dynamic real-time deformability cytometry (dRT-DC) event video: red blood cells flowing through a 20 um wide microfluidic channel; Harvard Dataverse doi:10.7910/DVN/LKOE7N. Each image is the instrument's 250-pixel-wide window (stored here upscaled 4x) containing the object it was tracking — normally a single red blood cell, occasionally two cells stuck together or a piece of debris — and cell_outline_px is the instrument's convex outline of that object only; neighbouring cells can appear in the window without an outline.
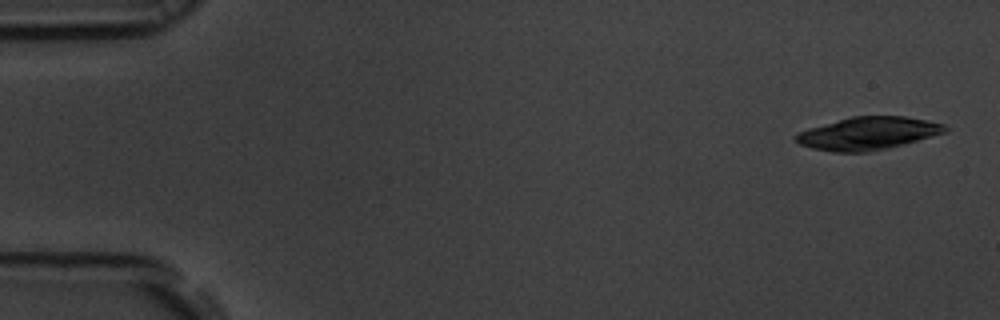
{"species": "common noctule bat (a hibernating species)", "species_latin": "Nyctalus noctula", "temperature_condition": "room temperature", "stored_images_in_passage": 16, "camera_frame_rate_fps": 3000, "um_per_image_px": 0.085, "animal": {"sex": "male", "body_mass_g": 19.5, "forearm_length_mm": 54.6}, "frame": {"image": 1, "passage_image": 1, "time_ms": 0.0, "image_size_px": [1000, 320], "cell_outline_px": [[948, 132], [888, 148], [868, 152], [832, 152], [812, 148], [800, 144], [796, 140], [796, 132], [808, 128], [852, 116], [904, 116], [944, 124], [948, 128]], "centroid_in_image_um": [73.78, 11.34], "position_along_channel_um": 11.2, "area_um2": 28.38}}
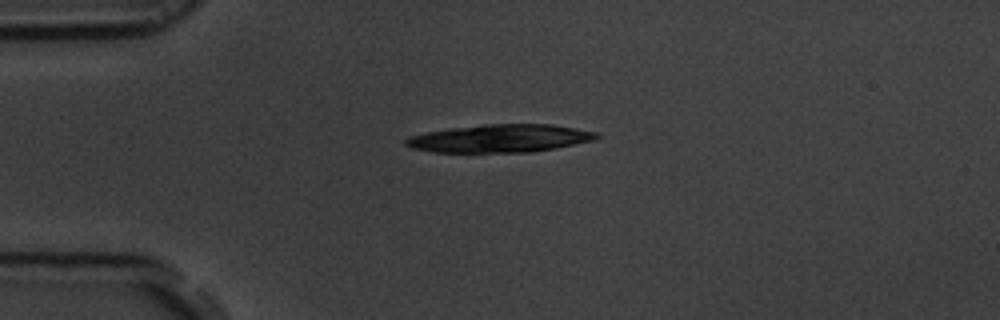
{"frame": {"image": 2, "passage_image": 12, "time_ms": 3.667, "image_size_px": [1000, 320], "cell_outline_px": [[600, 136], [596, 140], [556, 148], [532, 152], [432, 152], [412, 148], [404, 144], [404, 140], [408, 136], [424, 132], [448, 128], [484, 124], [552, 124], [596, 132]], "centroid_in_image_um": [42.47, 11.76], "position_along_channel_um": 42.5, "area_um2": 31.27}}